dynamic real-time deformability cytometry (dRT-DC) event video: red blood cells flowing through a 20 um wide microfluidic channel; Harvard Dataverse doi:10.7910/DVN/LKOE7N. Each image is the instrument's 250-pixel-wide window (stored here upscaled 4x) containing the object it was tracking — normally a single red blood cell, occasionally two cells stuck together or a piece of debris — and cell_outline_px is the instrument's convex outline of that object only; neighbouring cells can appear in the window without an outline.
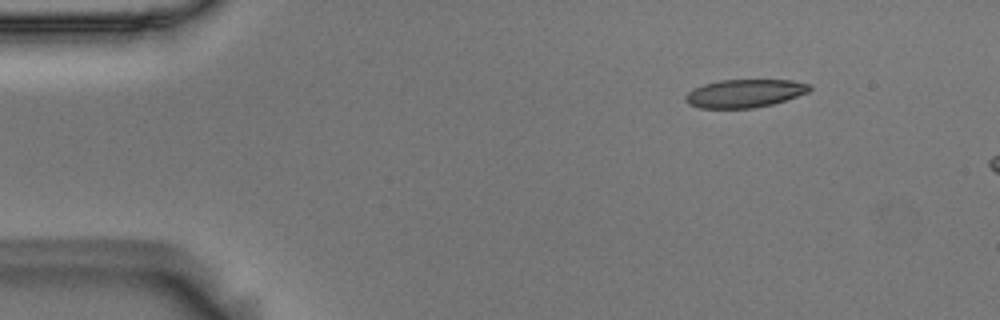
{"species": "Egyptian fruit bat (a non-hibernating species)", "species_latin": "Rousettus aegyptiacus", "temperature_condition": "room temperature", "stored_images_in_passage": 6, "camera_frame_rate_fps": 3000, "um_per_image_px": 0.085, "animal": {"sex": "male"}, "frame": {"image": 1, "passage_image": 1, "time_ms": 0.0, "image_size_px": [1000, 320], "cell_outline_px": [[812, 88], [808, 92], [772, 104], [752, 108], [700, 108], [688, 104], [684, 100], [684, 96], [692, 88], [704, 84], [720, 80], [792, 80], [812, 84]], "centroid_in_image_um": [63.27, 7.93], "position_along_channel_um": 21.7, "area_um2": 20.4}}